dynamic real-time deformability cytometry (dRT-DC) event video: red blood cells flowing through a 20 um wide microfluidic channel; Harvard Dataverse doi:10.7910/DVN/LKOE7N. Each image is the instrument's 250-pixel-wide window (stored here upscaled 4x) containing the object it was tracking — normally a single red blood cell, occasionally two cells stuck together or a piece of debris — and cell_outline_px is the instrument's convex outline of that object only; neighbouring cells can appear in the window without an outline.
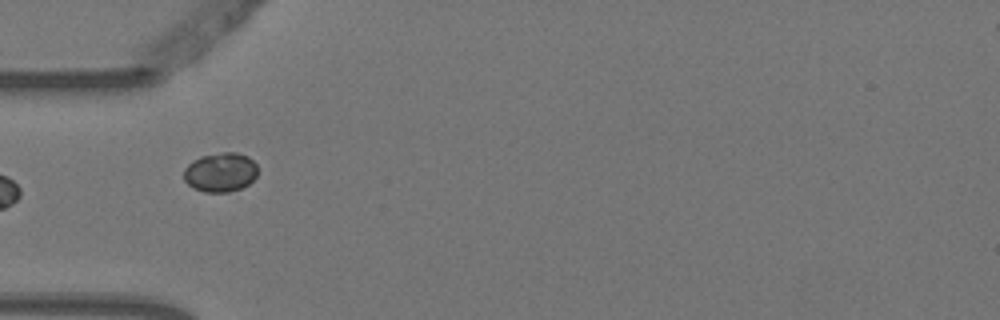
{"species": "Egyptian fruit bat (a non-hibernating species)", "species_latin": "Rousettus aegyptiacus", "temperature_condition": "warm", "stored_images_in_passage": 7, "camera_frame_rate_fps": 3000, "um_per_image_px": 0.085, "animal": {"sex": "female"}, "frame": {"image": 1, "passage_image": 4, "time_ms": 1.0, "image_size_px": [1000, 320], "cell_outline_px": [[256, 176], [248, 184], [240, 188], [228, 192], [204, 192], [192, 188], [184, 180], [184, 168], [192, 160], [200, 156], [224, 152], [236, 152], [248, 156], [256, 164]], "centroid_in_image_um": [18.71, 14.64], "position_along_channel_um": 66.3, "area_um2": 16.94}}
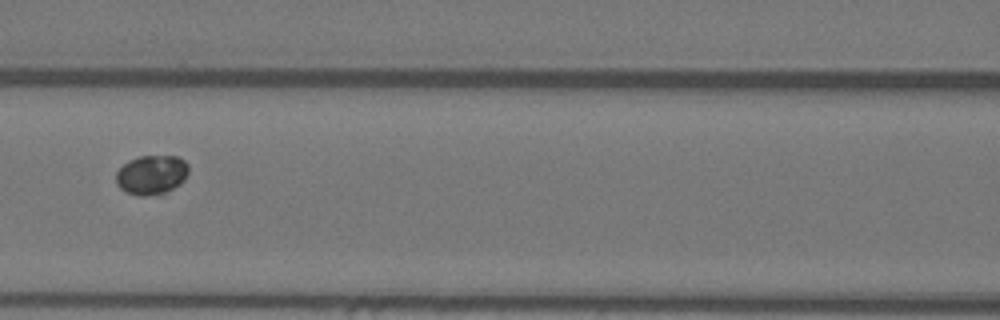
{"frame": {"image": 2, "passage_image": 6, "time_ms": 1.667, "image_size_px": [1000, 320], "cell_outline_px": [[188, 172], [184, 180], [180, 184], [164, 192], [148, 196], [140, 196], [128, 192], [120, 188], [116, 184], [116, 172], [128, 160], [140, 156], [176, 156], [184, 160], [188, 164]], "centroid_in_image_um": [12.87, 14.85], "position_along_channel_um": 153.7, "area_um2": 16.53}}
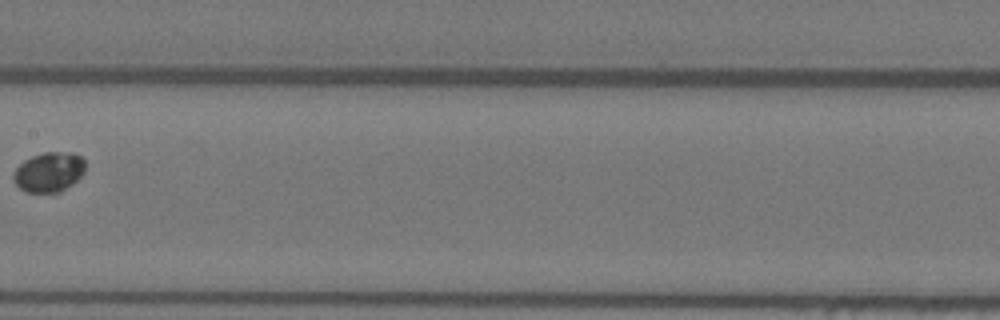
{"frame": {"image": 3, "passage_image": 7, "time_ms": 2.0, "image_size_px": [1000, 320], "cell_outline_px": [[84, 172], [72, 184], [60, 192], [28, 192], [20, 188], [12, 180], [12, 172], [24, 160], [32, 156], [44, 152], [72, 152], [80, 156], [84, 160]], "centroid_in_image_um": [4.14, 14.61], "position_along_channel_um": 203.3, "area_um2": 16.65}}